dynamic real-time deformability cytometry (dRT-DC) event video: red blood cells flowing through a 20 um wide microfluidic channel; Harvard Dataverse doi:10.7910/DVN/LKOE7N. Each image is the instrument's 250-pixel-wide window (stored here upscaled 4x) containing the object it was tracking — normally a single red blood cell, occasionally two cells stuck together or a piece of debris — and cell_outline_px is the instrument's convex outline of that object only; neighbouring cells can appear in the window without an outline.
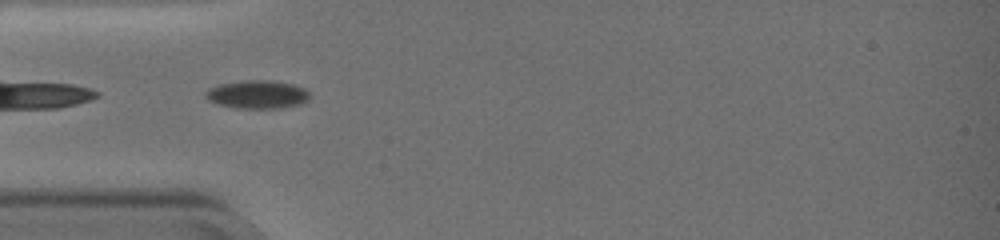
{"species": "common noctule bat (a hibernating species)", "species_latin": "Nyctalus noctula", "temperature_condition": "warm", "stored_images_in_passage": 25, "camera_frame_rate_fps": 3000, "um_per_image_px": 0.085, "animal": {"sex": "female", "body_mass_g": 19.0, "forearm_length_mm": 51.5}, "frame": {"image": 1, "passage_image": 1, "time_ms": 0.0, "image_size_px": [1000, 240], "cell_outline_px": [[308, 100], [300, 104], [280, 108], [236, 108], [216, 104], [208, 100], [204, 96], [204, 92], [208, 88], [220, 84], [244, 80], [272, 80], [292, 84], [304, 88], [308, 92]], "centroid_in_image_um": [21.83, 8.02], "position_along_channel_um": 63.2, "area_um2": 17.22}}
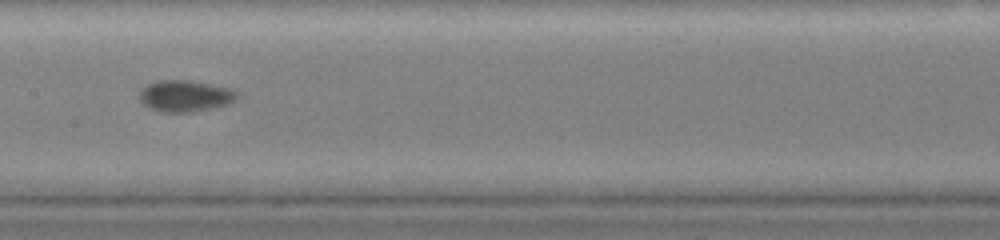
{"frame": {"image": 2, "passage_image": 10, "time_ms": 3.0, "image_size_px": [1000, 240], "cell_outline_px": [[236, 96], [228, 104], [192, 112], [160, 112], [148, 108], [140, 100], [140, 88], [156, 80], [188, 80], [228, 88], [236, 92]], "centroid_in_image_um": [15.64, 8.16], "position_along_channel_um": 191.8, "area_um2": 17.63}}
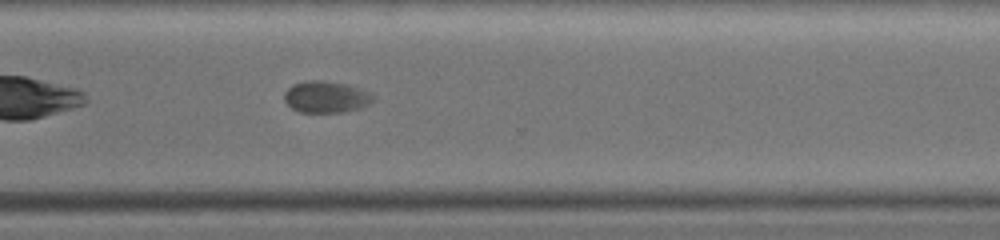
{"frame": {"image": 3, "passage_image": 18, "time_ms": 5.667, "image_size_px": [1000, 240], "cell_outline_px": [[372, 100], [368, 104], [360, 108], [344, 112], [300, 112], [292, 108], [284, 100], [284, 92], [292, 84], [304, 80], [320, 80], [348, 84], [368, 92], [372, 96]], "centroid_in_image_um": [27.66, 8.23], "position_along_channel_um": 342.9, "area_um2": 16.3}, "authors_computed_cell_mechanics": {"area_um2": 16.9932, "velocity_mm_per_s": 4.8369, "shape_relaxation_time_tau1_ms": 4.1546, "shape_relaxation_time_tau2_ms": null, "deformation_change_tau1": 0.1061, "deformation_change_tau2": null}}